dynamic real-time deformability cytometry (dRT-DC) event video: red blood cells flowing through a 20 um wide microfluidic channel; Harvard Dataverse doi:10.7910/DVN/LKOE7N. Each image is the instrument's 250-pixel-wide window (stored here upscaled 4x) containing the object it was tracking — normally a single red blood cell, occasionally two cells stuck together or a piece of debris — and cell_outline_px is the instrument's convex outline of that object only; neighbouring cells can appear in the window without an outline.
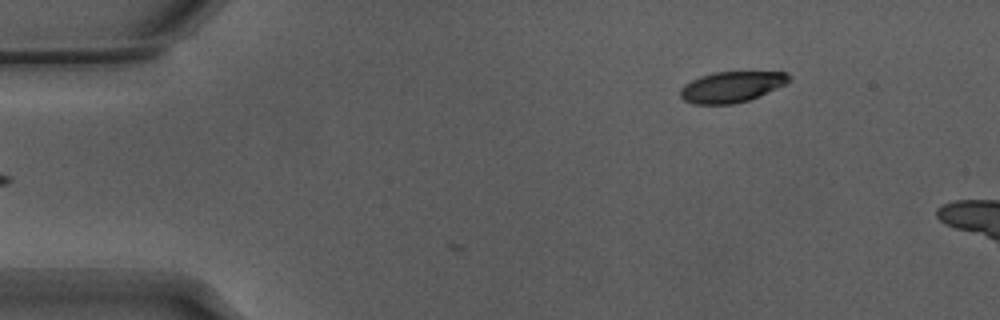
{"species": "Egyptian fruit bat (a non-hibernating species)", "species_latin": "Rousettus aegyptiacus", "temperature_condition": "warm", "stored_images_in_passage": 2, "camera_frame_rate_fps": 3000, "um_per_image_px": 0.085, "animal": {"sex": "male"}, "frame": {"image": 1, "passage_image": 2, "time_ms": 0.333, "image_size_px": [1000, 320], "cell_outline_px": [[788, 80], [784, 84], [748, 100], [732, 104], [692, 104], [684, 100], [680, 96], [680, 88], [684, 84], [700, 76], [716, 72], [784, 72], [788, 76]], "centroid_in_image_um": [62.09, 7.39], "position_along_channel_um": 22.9, "area_um2": 19.07}}